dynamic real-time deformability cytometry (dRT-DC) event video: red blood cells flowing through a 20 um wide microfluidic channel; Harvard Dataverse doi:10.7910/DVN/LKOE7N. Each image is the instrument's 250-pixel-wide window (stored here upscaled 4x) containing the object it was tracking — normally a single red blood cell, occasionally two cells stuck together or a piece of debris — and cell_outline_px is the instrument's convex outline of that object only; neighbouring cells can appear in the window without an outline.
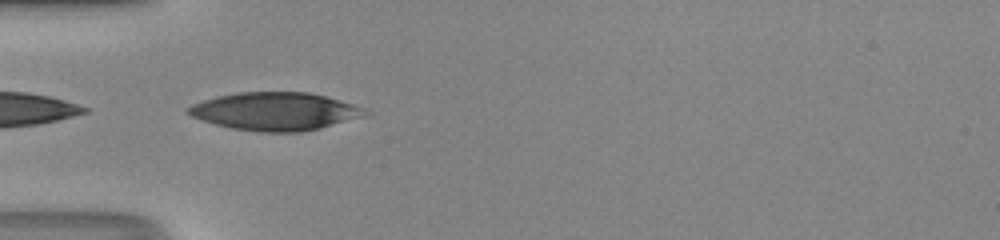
{"species": "human", "species_latin": "Homo sapiens", "temperature_condition": "room temperature", "stored_images_in_passage": 14, "camera_frame_rate_fps": 3000, "um_per_image_px": 0.085, "donor": {"sex": "male"}, "frame": {"image": 1, "passage_image": 1, "time_ms": 0.0, "image_size_px": [1000, 240], "cell_outline_px": [[372, 112], [364, 116], [320, 128], [300, 132], [260, 132], [232, 128], [216, 124], [192, 116], [184, 112], [192, 104], [216, 96], [236, 92], [308, 92], [340, 100], [364, 108]], "centroid_in_image_um": [23.39, 9.46], "position_along_channel_um": 61.6, "area_um2": 38.96}}
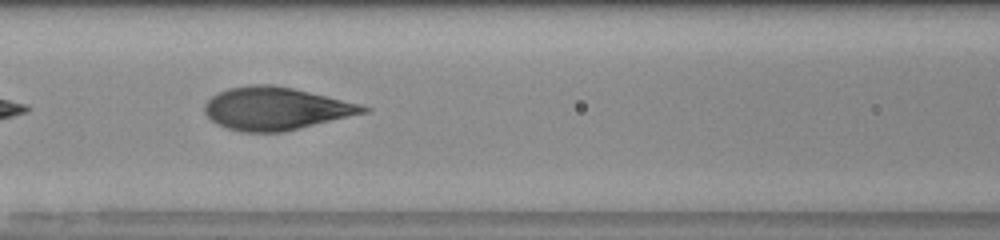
{"frame": {"image": 2, "passage_image": 7, "time_ms": 2.0, "image_size_px": [1000, 240], "cell_outline_px": [[372, 108], [368, 112], [284, 132], [244, 132], [228, 128], [216, 124], [204, 112], [204, 104], [212, 96], [228, 88], [252, 84], [272, 84], [292, 88], [360, 104]], "centroid_in_image_um": [23.43, 9.23], "position_along_channel_um": 143.2, "area_um2": 39.3}}